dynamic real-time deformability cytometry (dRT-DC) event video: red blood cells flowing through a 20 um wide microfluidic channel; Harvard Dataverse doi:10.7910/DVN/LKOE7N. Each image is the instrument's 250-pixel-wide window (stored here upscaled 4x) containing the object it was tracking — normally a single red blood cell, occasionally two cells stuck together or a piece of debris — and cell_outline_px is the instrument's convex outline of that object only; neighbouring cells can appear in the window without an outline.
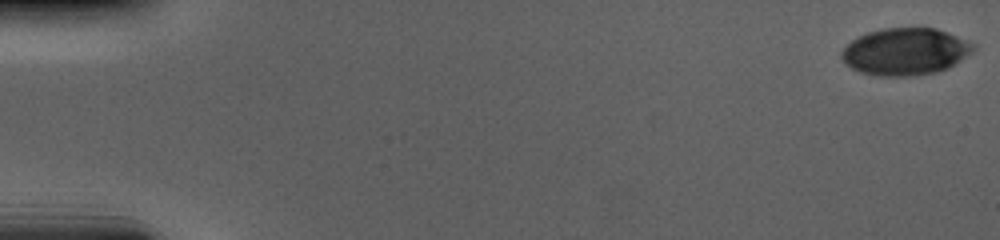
{"species": "human", "species_latin": "Homo sapiens", "temperature_condition": "cold", "stored_images_in_passage": 57, "camera_frame_rate_fps": 3000, "um_per_image_px": 0.085, "donor": {"sex": "male"}, "frame": {"image": 1, "passage_image": 1, "time_ms": 0.0, "image_size_px": [1000, 240], "cell_outline_px": [[976, 48], [972, 52], [948, 68], [936, 72], [908, 76], [880, 76], [860, 72], [852, 68], [840, 56], [840, 52], [856, 36], [868, 32], [884, 28], [936, 28], [976, 44]], "centroid_in_image_um": [76.95, 4.38], "position_along_channel_um": 8.1, "area_um2": 35.95}}
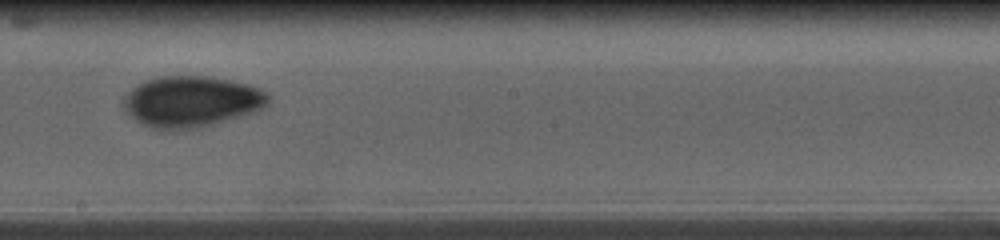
{"frame": {"image": 2, "passage_image": 33, "time_ms": 10.667, "image_size_px": [1000, 240], "cell_outline_px": [[272, 100], [264, 108], [256, 112], [212, 124], [196, 128], [152, 128], [136, 120], [120, 108], [120, 100], [136, 84], [144, 80], [156, 76], [208, 76], [232, 80], [248, 84], [260, 88], [268, 92], [272, 96]], "centroid_in_image_um": [16.28, 8.6], "position_along_channel_um": 231.9, "area_um2": 43.58}}
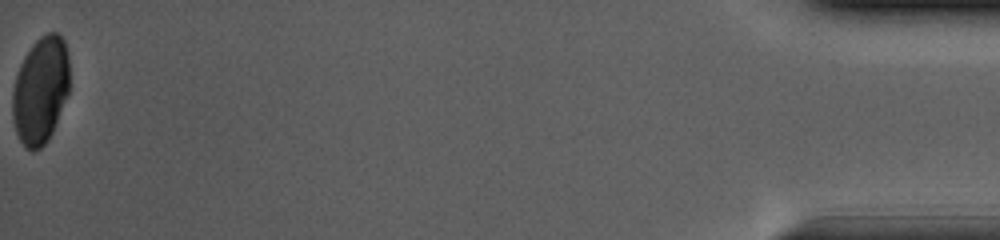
{"frame": {"image": 3, "passage_image": 57, "time_ms": 18.667, "image_size_px": [1000, 240], "cell_outline_px": [[68, 92], [52, 132], [48, 140], [40, 148], [32, 152], [24, 148], [16, 132], [12, 116], [12, 92], [16, 76], [20, 64], [24, 56], [32, 44], [40, 36], [48, 32], [56, 32], [64, 40], [68, 56]], "centroid_in_image_um": [3.42, 7.68], "position_along_channel_um": 431.8, "area_um2": 35.55}, "authors_computed_cell_mechanics": {"area_um2": 39.4196, "velocity_mm_per_s": 3.6909, "shape_relaxation_time_tau1_ms": 4.906, "shape_relaxation_time_tau2_ms": 1.7335, "deformation_change_tau1": 0.121, "deformation_change_tau2": 0.0424}}